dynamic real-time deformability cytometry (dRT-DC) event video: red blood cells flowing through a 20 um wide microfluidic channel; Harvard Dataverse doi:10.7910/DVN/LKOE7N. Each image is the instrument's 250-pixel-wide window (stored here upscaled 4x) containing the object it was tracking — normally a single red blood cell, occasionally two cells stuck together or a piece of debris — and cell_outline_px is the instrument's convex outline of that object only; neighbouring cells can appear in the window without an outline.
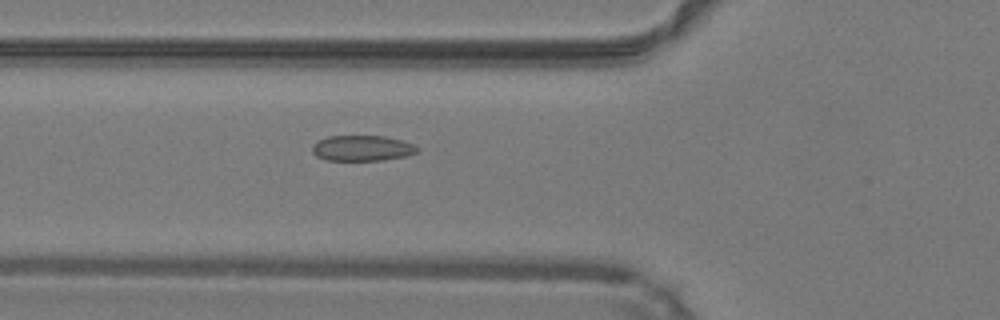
{"species": "common noctule bat (a hibernating species)", "species_latin": "Nyctalus noctula", "temperature_condition": "warm", "stored_images_in_passage": 48, "camera_frame_rate_fps": 3000, "um_per_image_px": 0.085, "animal": {"sex": "male", "body_mass_g": 19.2, "forearm_length_mm": 51.8}, "frame": {"image": 1, "passage_image": 17, "time_ms": 5.333, "image_size_px": [1000, 320], "cell_outline_px": [[420, 148], [416, 152], [404, 156], [384, 160], [324, 160], [316, 156], [312, 152], [312, 144], [328, 136], [384, 136], [400, 140], [412, 144]], "centroid_in_image_um": [30.74, 12.6], "position_along_channel_um": 95.1, "area_um2": 15.55}}
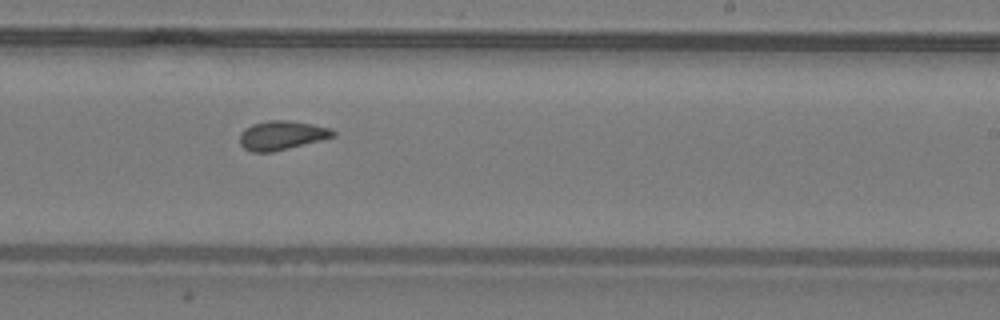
{"frame": {"image": 2, "passage_image": 29, "time_ms": 9.333, "image_size_px": [1000, 320], "cell_outline_px": [[336, 136], [272, 152], [252, 152], [244, 148], [240, 144], [240, 132], [244, 128], [252, 124], [268, 120], [288, 120], [312, 124], [332, 128], [336, 132]], "centroid_in_image_um": [23.94, 11.49], "position_along_channel_um": 265.1, "area_um2": 15.84}}
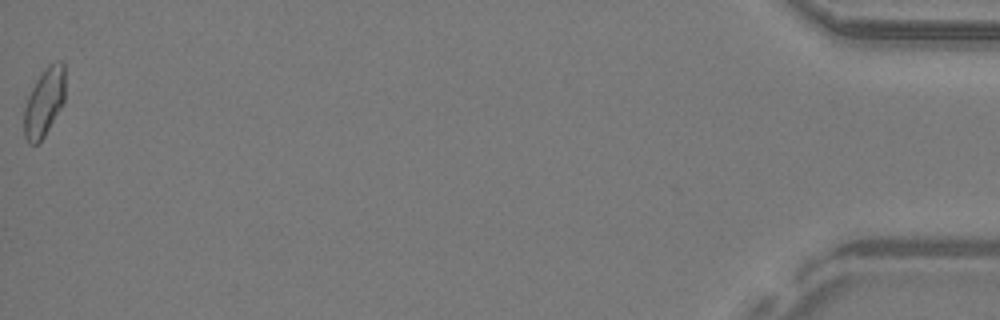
{"frame": {"image": 3, "passage_image": 48, "time_ms": 15.667, "image_size_px": [1000, 320], "cell_outline_px": [[64, 100], [60, 108], [44, 136], [36, 144], [28, 144], [24, 136], [24, 108], [28, 96], [32, 88], [48, 64], [60, 60], [64, 64]], "centroid_in_image_um": [3.74, 8.7], "position_along_channel_um": 431.5, "area_um2": 16.01}, "authors_computed_cell_mechanics": {"area_um2": 15.7794, "velocity_mm_per_s": 4.2537, "shape_relaxation_time_tau1_ms": null, "shape_relaxation_time_tau2_ms": 1.4849, "deformation_change_tau1": null, "deformation_change_tau2": 0.0648}}